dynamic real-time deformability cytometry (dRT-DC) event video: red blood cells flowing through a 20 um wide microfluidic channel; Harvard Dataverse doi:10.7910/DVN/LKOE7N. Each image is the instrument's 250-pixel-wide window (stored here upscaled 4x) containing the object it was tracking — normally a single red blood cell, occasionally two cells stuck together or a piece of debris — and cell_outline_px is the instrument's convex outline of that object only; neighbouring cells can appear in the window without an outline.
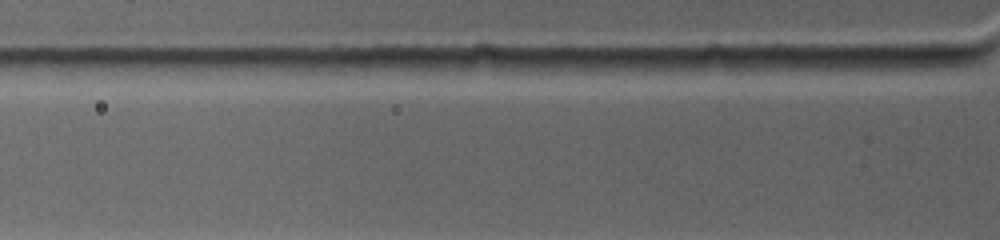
{"species": "common noctule bat (a hibernating species)", "species_latin": "Nyctalus noctula", "temperature_condition": "warm", "stored_images_in_passage": 2, "camera_frame_rate_fps": 4500, "um_per_image_px": 0.085, "animal": {"sex": "female", "body_mass_g": 19.0, "forearm_length_mm": 53.3}, "frame": {"image": 1, "passage_image": 2, "time_ms": 0.222, "image_size_px": [1000, 240], "cell_outline_px": [[980, 60], [972, 64], [932, 72], [880, 76], [844, 68], [860, 56], [968, 56]], "centroid_in_image_um": [77.13, 5.46], "position_along_channel_um": 48.7, "area_um2": 13.87}}